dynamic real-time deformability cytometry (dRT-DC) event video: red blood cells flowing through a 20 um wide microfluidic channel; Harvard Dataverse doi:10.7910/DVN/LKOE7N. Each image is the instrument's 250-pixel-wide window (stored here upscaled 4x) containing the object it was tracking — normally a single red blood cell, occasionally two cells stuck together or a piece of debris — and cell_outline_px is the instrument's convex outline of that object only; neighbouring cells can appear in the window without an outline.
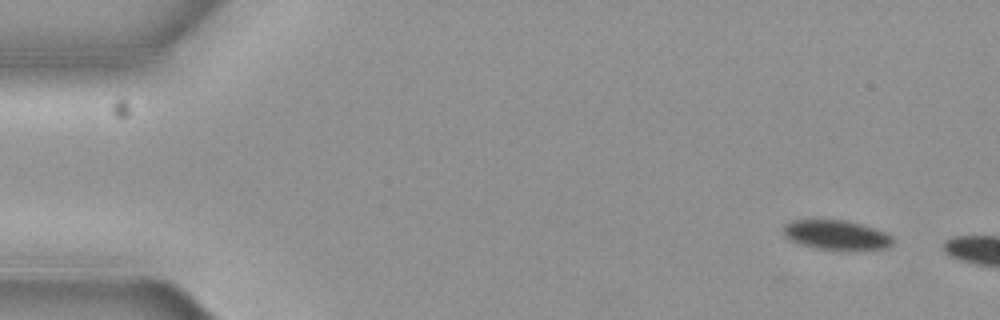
{"species": "common noctule bat (a hibernating species)", "species_latin": "Nyctalus noctula", "temperature_condition": "cold", "stored_images_in_passage": 3, "camera_frame_rate_fps": 3000, "um_per_image_px": 0.085, "animal": {"sex": "female", "body_mass_g": 19.3, "forearm_length_mm": 54.1}, "frame": {"image": 1, "passage_image": 1, "time_ms": 0.0, "image_size_px": [1000, 320], "cell_outline_px": [[892, 244], [888, 248], [848, 252], [816, 248], [800, 244], [788, 240], [784, 236], [784, 224], [792, 220], [844, 220], [876, 228], [892, 236]], "centroid_in_image_um": [71.11, 20.01], "position_along_channel_um": 13.9, "area_um2": 19.36}}